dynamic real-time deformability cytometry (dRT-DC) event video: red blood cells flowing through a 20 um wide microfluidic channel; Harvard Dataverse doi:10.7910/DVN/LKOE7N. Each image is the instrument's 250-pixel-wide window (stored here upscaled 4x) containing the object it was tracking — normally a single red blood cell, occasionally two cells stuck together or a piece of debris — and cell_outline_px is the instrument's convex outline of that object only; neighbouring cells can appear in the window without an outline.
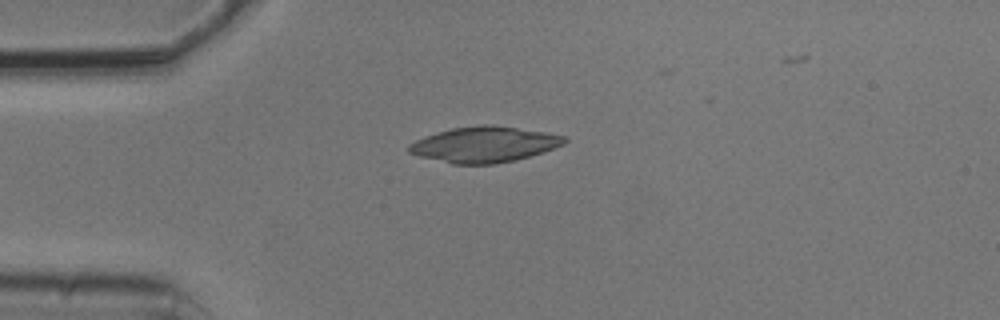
{"species": "common noctule bat (a hibernating species)", "species_latin": "Nyctalus noctula", "temperature_condition": "cold", "stored_images_in_passage": 4, "camera_frame_rate_fps": 3000, "um_per_image_px": 0.085, "animal": {"sex": "male", "body_mass_g": 20.5, "forearm_length_mm": 52.5}, "frame": {"image": 1, "passage_image": 1, "time_ms": 0.0, "image_size_px": [1000, 320], "cell_outline_px": [[568, 140], [564, 144], [516, 160], [496, 164], [452, 164], [420, 156], [408, 152], [408, 144], [416, 140], [436, 132], [452, 128], [484, 124], [492, 124], [544, 132], [564, 136]], "centroid_in_image_um": [41.13, 12.28], "position_along_channel_um": 43.9, "area_um2": 32.08}}